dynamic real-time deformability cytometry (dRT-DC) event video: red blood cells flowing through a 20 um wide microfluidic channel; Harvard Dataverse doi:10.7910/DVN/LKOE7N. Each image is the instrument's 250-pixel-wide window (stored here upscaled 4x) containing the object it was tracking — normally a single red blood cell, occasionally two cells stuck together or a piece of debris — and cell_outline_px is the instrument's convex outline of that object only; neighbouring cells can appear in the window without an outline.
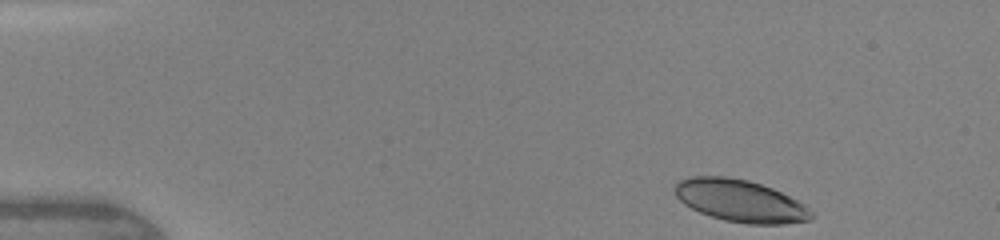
{"species": "human", "species_latin": "Homo sapiens", "temperature_condition": "warm", "stored_images_in_passage": 30, "camera_frame_rate_fps": 3000, "um_per_image_px": 0.085, "donor": {"sex": "female"}, "frame": {"image": 1, "passage_image": 1, "time_ms": 0.0, "image_size_px": [1000, 240], "cell_outline_px": [[812, 220], [784, 224], [748, 224], [724, 220], [700, 212], [684, 204], [676, 196], [672, 188], [680, 180], [692, 176], [724, 176], [748, 180], [772, 188], [804, 204], [812, 212]], "centroid_in_image_um": [62.91, 17.07], "position_along_channel_um": 22.1, "area_um2": 33.41}}
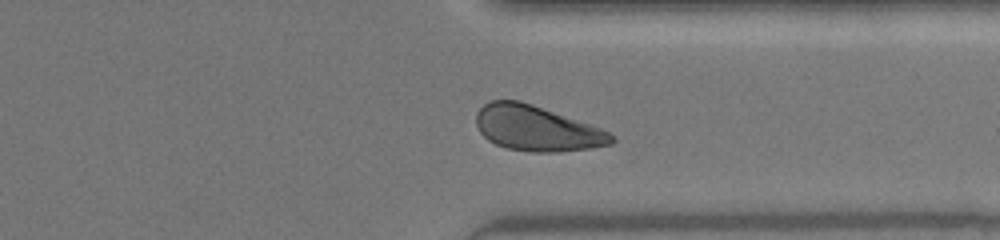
{"frame": {"image": 2, "passage_image": 24, "time_ms": 10.333, "image_size_px": [1000, 240], "cell_outline_px": [[616, 140], [612, 144], [588, 148], [552, 152], [532, 152], [508, 148], [496, 144], [488, 140], [480, 132], [476, 124], [476, 112], [484, 104], [492, 100], [520, 100], [592, 124], [608, 132]], "centroid_in_image_um": [45.61, 10.9], "position_along_channel_um": 365.8, "area_um2": 35.55}}
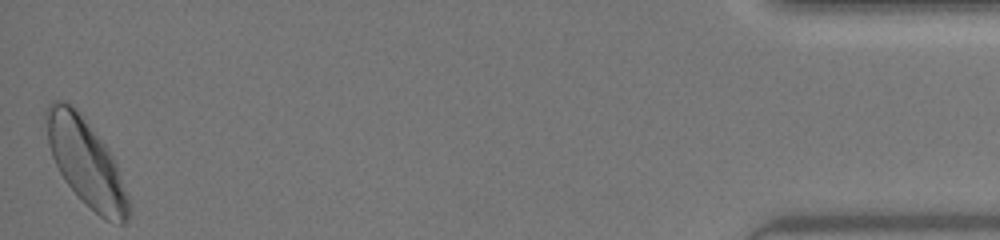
{"frame": {"image": 3, "passage_image": 30, "time_ms": 13.667, "image_size_px": [1000, 240], "cell_outline_px": [[128, 220], [124, 224], [120, 224], [104, 220], [64, 180], [52, 156], [48, 144], [44, 116], [44, 112], [48, 104], [52, 100], [64, 100], [72, 104], [76, 108], [108, 148], [116, 164], [128, 200]], "centroid_in_image_um": [7.26, 13.73], "position_along_channel_um": 427.9, "area_um2": 40.92}, "authors_computed_cell_mechanics": {"area_um2": 36.2406, "velocity_mm_per_s": 4.2956, "shape_relaxation_time_tau1_ms": 2.1108, "shape_relaxation_time_tau2_ms": 3.5732, "deformation_change_tau1": 0.1054, "deformation_change_tau2": 0.0905}}